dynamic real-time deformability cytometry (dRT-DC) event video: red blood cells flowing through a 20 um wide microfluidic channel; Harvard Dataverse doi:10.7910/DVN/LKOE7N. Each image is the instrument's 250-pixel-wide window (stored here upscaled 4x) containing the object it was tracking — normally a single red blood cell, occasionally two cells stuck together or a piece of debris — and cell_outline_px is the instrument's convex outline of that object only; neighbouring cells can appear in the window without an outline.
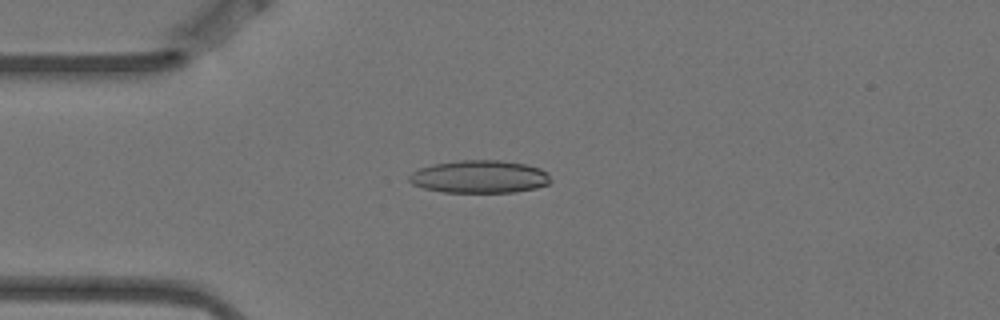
{"species": "Egyptian fruit bat (a non-hibernating species)", "species_latin": "Rousettus aegyptiacus", "temperature_condition": "warm", "stored_images_in_passage": 6, "camera_frame_rate_fps": 3000, "um_per_image_px": 0.085, "animal": {"sex": "female"}, "frame": {"image": 1, "passage_image": 4, "time_ms": 1.0, "image_size_px": [1000, 320], "cell_outline_px": [[552, 180], [548, 184], [536, 188], [516, 192], [444, 192], [424, 188], [412, 184], [408, 180], [408, 176], [412, 172], [420, 168], [432, 164], [460, 160], [500, 160], [524, 164], [540, 168]], "centroid_in_image_um": [40.73, 15.02], "position_along_channel_um": 44.3, "area_um2": 26.93}}
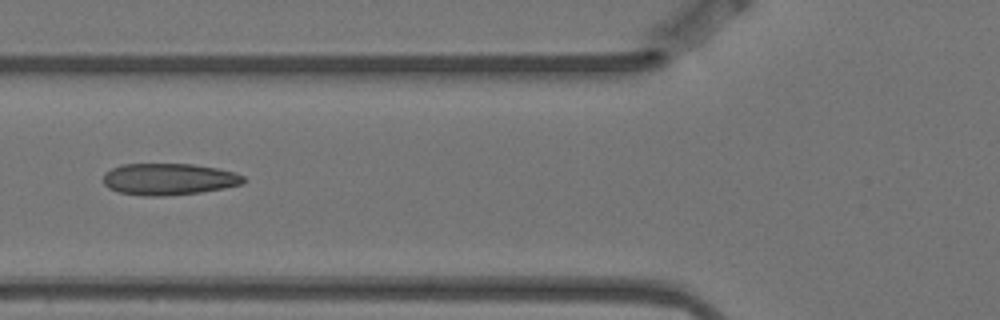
{"frame": {"image": 2, "passage_image": 6, "time_ms": 1.667, "image_size_px": [1000, 320], "cell_outline_px": [[248, 180], [244, 184], [224, 188], [200, 192], [164, 196], [144, 196], [120, 192], [108, 188], [104, 184], [104, 172], [120, 164], [192, 164], [216, 168], [236, 172], [244, 176]], "centroid_in_image_um": [14.38, 15.22], "position_along_channel_um": 111.4, "area_um2": 26.07}}